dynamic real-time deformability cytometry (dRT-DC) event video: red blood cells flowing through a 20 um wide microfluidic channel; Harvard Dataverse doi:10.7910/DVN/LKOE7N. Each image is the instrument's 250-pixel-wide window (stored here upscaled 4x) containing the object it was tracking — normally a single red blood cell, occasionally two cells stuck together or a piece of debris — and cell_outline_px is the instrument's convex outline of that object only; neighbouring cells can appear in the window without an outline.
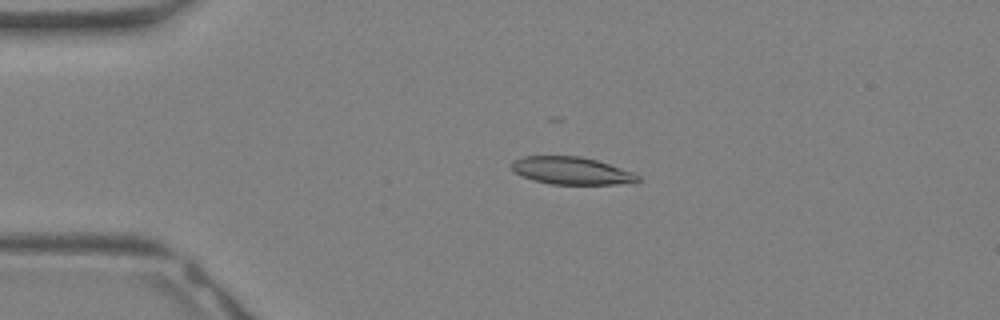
{"species": "Egyptian fruit bat (a non-hibernating species)", "species_latin": "Rousettus aegyptiacus", "temperature_condition": "warm", "stored_images_in_passage": 25, "camera_frame_rate_fps": 3000, "um_per_image_px": 0.085, "animal": {"sex": "female"}, "frame": {"image": 1, "passage_image": 5, "time_ms": 1.333, "image_size_px": [1000, 320], "cell_outline_px": [[640, 180], [636, 184], [552, 184], [532, 180], [516, 172], [512, 168], [512, 164], [516, 160], [524, 156], [580, 156], [596, 160], [632, 172], [640, 176]], "centroid_in_image_um": [48.64, 14.52], "position_along_channel_um": 36.4, "area_um2": 20.06}}
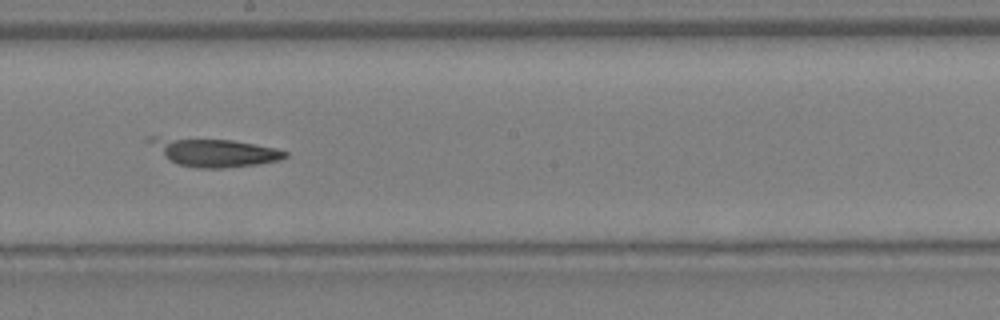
{"frame": {"image": 2, "passage_image": 16, "time_ms": 5.0, "image_size_px": [1000, 320], "cell_outline_px": [[288, 156], [280, 160], [260, 164], [224, 168], [196, 168], [180, 164], [168, 160], [144, 140], [144, 136], [156, 136], [232, 140], [276, 148], [288, 152]], "centroid_in_image_um": [18.15, 12.93], "position_along_channel_um": 230.1, "area_um2": 22.6}}
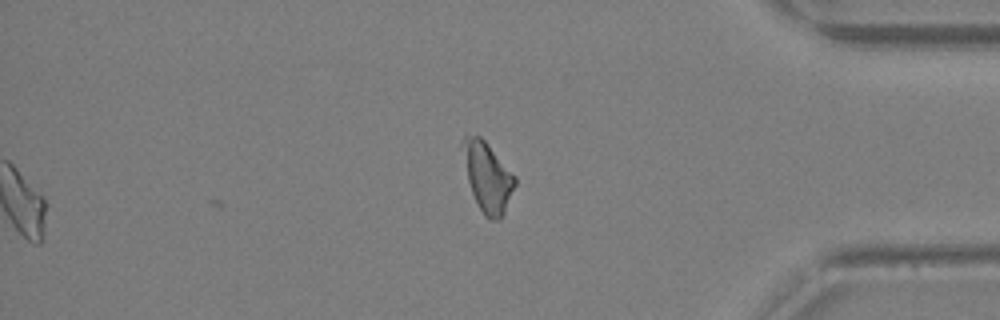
{"frame": {"image": 3, "passage_image": 25, "time_ms": 8.0, "image_size_px": [1000, 320], "cell_outline_px": [[516, 184], [504, 212], [500, 220], [492, 220], [484, 216], [472, 192], [468, 180], [460, 148], [460, 144], [464, 136], [480, 136], [484, 140], [516, 176]], "centroid_in_image_um": [41.43, 15.03], "position_along_channel_um": 393.8, "area_um2": 20.98}}